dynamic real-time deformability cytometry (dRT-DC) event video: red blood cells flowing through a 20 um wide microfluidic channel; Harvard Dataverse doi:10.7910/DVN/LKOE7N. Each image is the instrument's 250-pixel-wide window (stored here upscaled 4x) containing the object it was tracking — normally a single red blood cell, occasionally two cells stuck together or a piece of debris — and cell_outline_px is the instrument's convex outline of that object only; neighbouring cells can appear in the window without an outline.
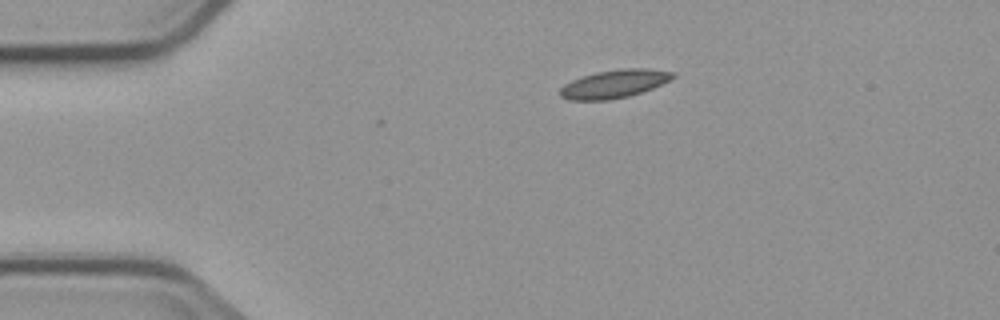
{"species": "common noctule bat (a hibernating species)", "species_latin": "Nyctalus noctula", "temperature_condition": "cold", "stored_images_in_passage": 4, "camera_frame_rate_fps": 3000, "um_per_image_px": 0.085, "animal": {"sex": "male", "body_mass_g": 23.1, "forearm_length_mm": 52.7}, "frame": {"image": 1, "passage_image": 4, "time_ms": 4.667, "image_size_px": [1000, 320], "cell_outline_px": [[676, 76], [652, 88], [628, 96], [608, 100], [568, 100], [560, 96], [560, 88], [564, 84], [580, 76], [596, 72], [620, 68], [648, 68], [676, 72]], "centroid_in_image_um": [52.19, 7.11], "position_along_channel_um": 32.8, "area_um2": 18.55}}